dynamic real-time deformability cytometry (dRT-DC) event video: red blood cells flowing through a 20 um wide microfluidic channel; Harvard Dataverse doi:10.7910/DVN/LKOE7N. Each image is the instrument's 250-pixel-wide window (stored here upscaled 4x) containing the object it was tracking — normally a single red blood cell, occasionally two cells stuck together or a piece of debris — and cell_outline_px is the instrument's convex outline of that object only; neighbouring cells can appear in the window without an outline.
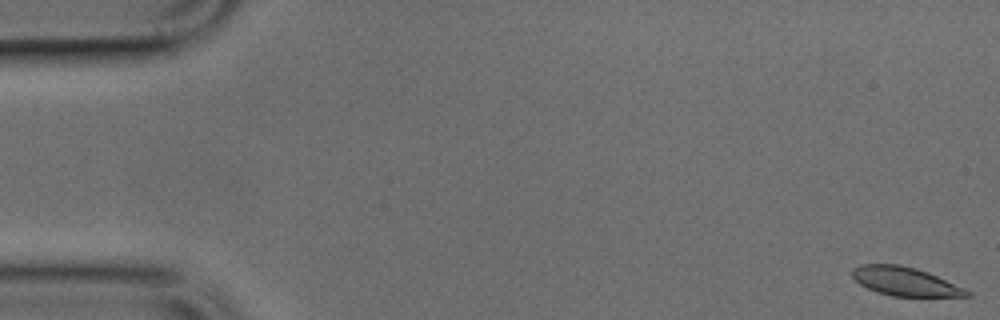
{"species": "common noctule bat (a hibernating species)", "species_latin": "Nyctalus noctula", "temperature_condition": "cold", "stored_images_in_passage": 49, "camera_frame_rate_fps": 3000, "um_per_image_px": 0.085, "animal": {"sex": "male", "body_mass_g": 17.9, "forearm_length_mm": 54.2}, "frame": {"image": 1, "passage_image": 1, "time_ms": 0.0, "image_size_px": [1000, 320], "cell_outline_px": [[972, 296], [892, 296], [876, 292], [860, 284], [852, 276], [852, 268], [860, 264], [900, 264], [916, 268], [928, 272], [964, 288], [972, 292]], "centroid_in_image_um": [76.92, 23.91], "position_along_channel_um": 8.1, "area_um2": 19.13}}
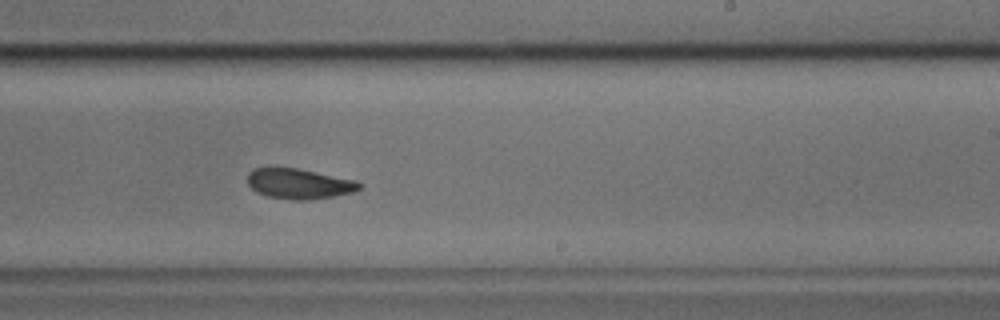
{"frame": {"image": 2, "passage_image": 30, "time_ms": 9.667, "image_size_px": [1000, 320], "cell_outline_px": [[364, 184], [360, 188], [352, 192], [332, 196], [308, 200], [292, 200], [268, 196], [256, 192], [248, 184], [248, 172], [252, 168], [296, 168], [356, 180]], "centroid_in_image_um": [25.41, 15.62], "position_along_channel_um": 263.6, "area_um2": 19.59}}
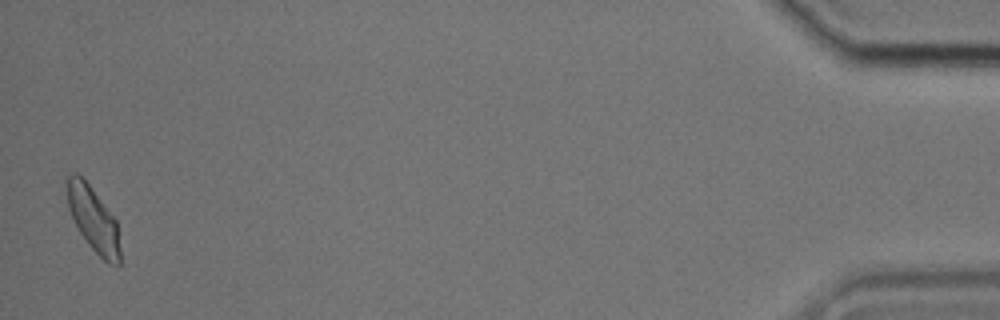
{"frame": {"image": 3, "passage_image": 49, "time_ms": 16.0, "image_size_px": [1000, 320], "cell_outline_px": [[120, 264], [108, 264], [92, 248], [80, 232], [68, 208], [64, 180], [68, 176], [76, 172], [88, 184], [116, 220], [120, 248]], "centroid_in_image_um": [7.9, 18.61], "position_along_channel_um": 427.3, "area_um2": 19.71}}